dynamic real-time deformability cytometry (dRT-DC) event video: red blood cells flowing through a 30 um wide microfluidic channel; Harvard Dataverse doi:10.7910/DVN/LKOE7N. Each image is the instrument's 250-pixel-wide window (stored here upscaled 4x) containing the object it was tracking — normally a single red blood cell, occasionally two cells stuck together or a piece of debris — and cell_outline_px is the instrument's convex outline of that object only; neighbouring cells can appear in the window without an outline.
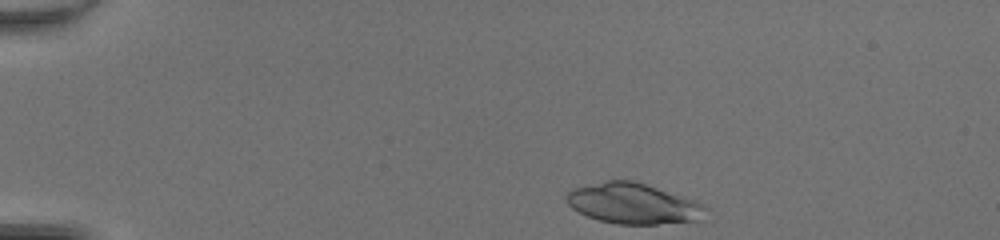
{"species": "common noctule bat (a hibernating species)", "species_latin": "Nyctalus noctula", "temperature_condition": "room temperature", "stored_images_in_passage": 40, "camera_frame_rate_fps": 3000, "um_per_image_px": 0.085, "animal": {"sex": "female", "body_mass_g": 20.0, "forearm_length_mm": 54.0}, "frame": {"image": 1, "passage_image": 1, "time_ms": 0.0, "image_size_px": [1000, 240], "cell_outline_px": [[708, 208], [704, 220], [656, 224], [616, 224], [600, 220], [588, 216], [572, 208], [568, 204], [564, 196], [572, 188], [608, 180], [632, 180], [684, 196], [696, 200], [704, 204]], "centroid_in_image_um": [53.87, 17.31], "position_along_channel_um": 31.1, "area_um2": 33.12}}